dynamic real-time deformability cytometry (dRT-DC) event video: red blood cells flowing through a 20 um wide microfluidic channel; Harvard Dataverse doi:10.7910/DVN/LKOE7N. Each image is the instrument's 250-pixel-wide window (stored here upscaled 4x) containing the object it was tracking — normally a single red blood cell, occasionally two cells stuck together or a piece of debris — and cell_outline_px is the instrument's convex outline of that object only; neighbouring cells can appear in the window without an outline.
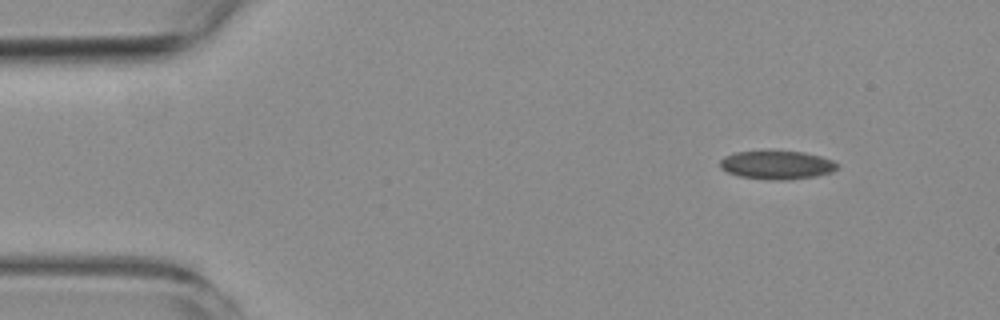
{"species": "common noctule bat (a hibernating species)", "species_latin": "Nyctalus noctula", "temperature_condition": "room temperature", "stored_images_in_passage": 3, "camera_frame_rate_fps": 3000, "um_per_image_px": 0.085, "animal": {"sex": "female", "body_mass_g": 19.3, "forearm_length_mm": 54.1}, "frame": {"image": 1, "passage_image": 1, "time_ms": 0.0, "image_size_px": [1000, 320], "cell_outline_px": [[840, 164], [832, 172], [816, 176], [788, 180], [768, 180], [740, 176], [728, 172], [720, 168], [720, 160], [724, 156], [736, 152], [768, 148], [804, 152], [820, 156], [832, 160]], "centroid_in_image_um": [66.01, 13.98], "position_along_channel_um": 19.0, "area_um2": 20.29}}
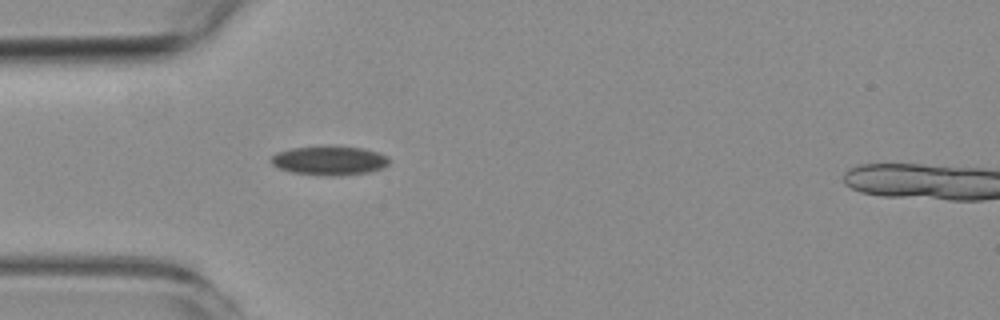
{"frame": {"image": 2, "passage_image": 3, "time_ms": 3.333, "image_size_px": [1000, 320], "cell_outline_px": [[388, 164], [384, 168], [368, 172], [340, 176], [324, 176], [292, 172], [280, 168], [272, 164], [272, 156], [276, 152], [292, 148], [364, 148], [388, 156]], "centroid_in_image_um": [28.02, 13.69], "position_along_channel_um": 57.0, "area_um2": 19.42}}